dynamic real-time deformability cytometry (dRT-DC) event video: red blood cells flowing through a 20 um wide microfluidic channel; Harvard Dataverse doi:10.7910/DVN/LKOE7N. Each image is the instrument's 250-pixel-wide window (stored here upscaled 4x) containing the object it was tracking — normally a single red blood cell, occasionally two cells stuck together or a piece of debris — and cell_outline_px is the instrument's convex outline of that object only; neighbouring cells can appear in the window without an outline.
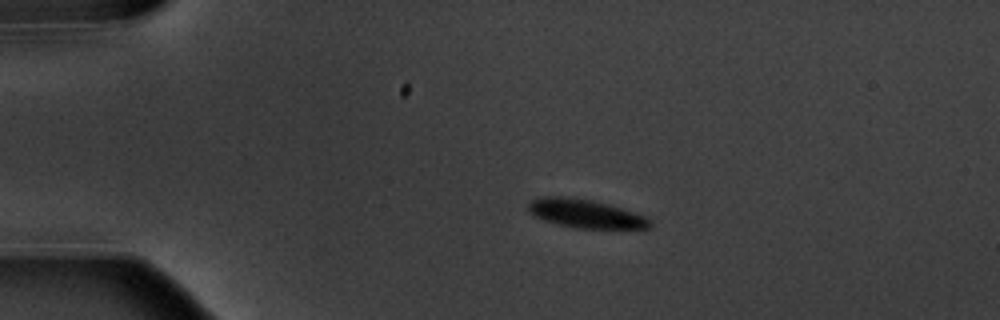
{"species": "common noctule bat (a hibernating species)", "species_latin": "Nyctalus noctula", "temperature_condition": "warm", "stored_images_in_passage": 9, "camera_frame_rate_fps": 3000, "um_per_image_px": 0.085, "animal": {"sex": "male", "body_mass_g": 20.1, "forearm_length_mm": 53.5}, "frame": {"image": 1, "passage_image": 1, "time_ms": 0.0, "image_size_px": [1000, 320], "cell_outline_px": [[652, 228], [576, 228], [556, 224], [532, 216], [528, 212], [528, 204], [532, 200], [544, 196], [564, 196], [592, 200], [648, 216], [652, 220]], "centroid_in_image_um": [49.76, 18.16], "position_along_channel_um": 35.2, "area_um2": 20.35}}
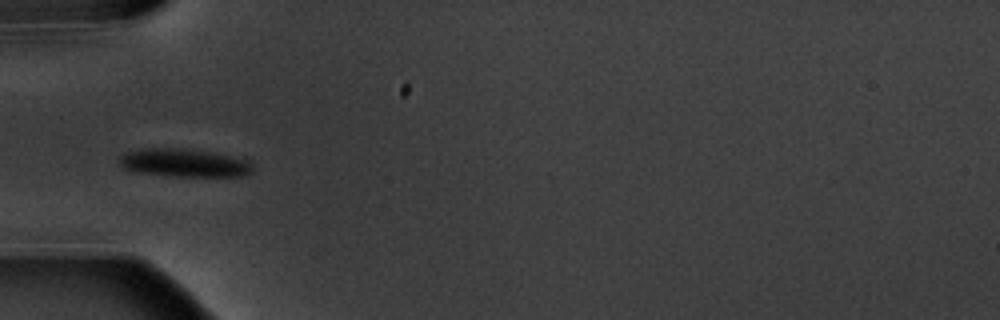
{"frame": {"image": 2, "passage_image": 3, "time_ms": 2.333, "image_size_px": [1000, 320], "cell_outline_px": [[252, 172], [244, 176], [172, 176], [140, 172], [124, 168], [120, 164], [120, 156], [124, 152], [144, 148], [184, 148], [212, 152], [248, 160], [252, 164]], "centroid_in_image_um": [15.66, 13.83], "position_along_channel_um": 69.3, "area_um2": 21.79}}
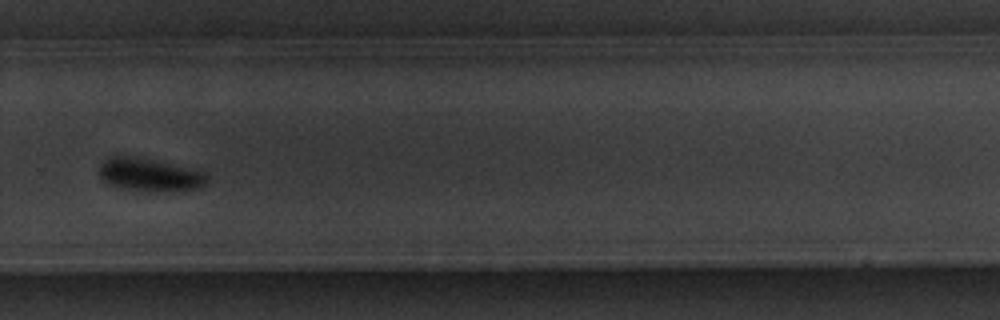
{"frame": {"image": 3, "passage_image": 9, "time_ms": 9.333, "image_size_px": [1000, 320], "cell_outline_px": [[208, 180], [204, 184], [196, 188], [120, 188], [108, 184], [100, 176], [100, 164], [108, 156], [132, 156], [156, 160], [208, 172]], "centroid_in_image_um": [12.68, 14.77], "position_along_channel_um": 317.1, "area_um2": 19.71}}